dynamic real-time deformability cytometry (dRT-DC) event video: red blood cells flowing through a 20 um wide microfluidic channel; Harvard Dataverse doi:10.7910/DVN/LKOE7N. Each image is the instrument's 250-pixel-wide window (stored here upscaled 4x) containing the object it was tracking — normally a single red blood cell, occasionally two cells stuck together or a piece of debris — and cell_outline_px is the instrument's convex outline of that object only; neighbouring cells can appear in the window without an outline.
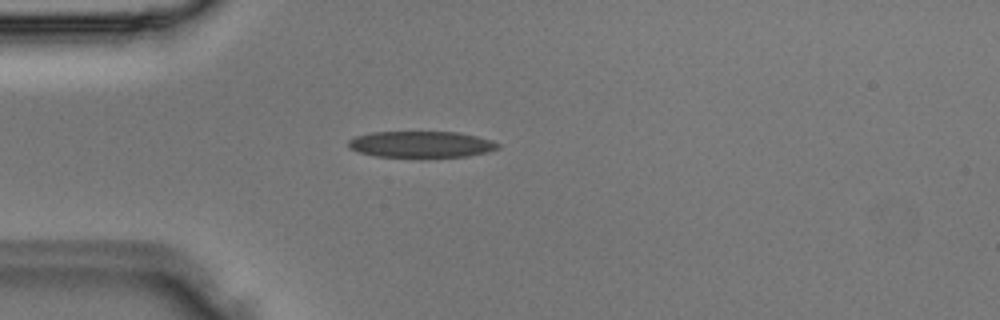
{"species": "Egyptian fruit bat (a non-hibernating species)", "species_latin": "Rousettus aegyptiacus", "temperature_condition": "room temperature", "stored_images_in_passage": 2, "camera_frame_rate_fps": 3000, "um_per_image_px": 0.085, "animal": {"sex": "male"}, "frame": {"image": 1, "passage_image": 2, "time_ms": 0.333, "image_size_px": [1000, 320], "cell_outline_px": [[500, 148], [488, 152], [468, 156], [424, 160], [420, 160], [376, 156], [360, 152], [348, 148], [348, 140], [356, 136], [372, 132], [460, 132], [492, 140], [500, 144]], "centroid_in_image_um": [35.83, 12.32], "position_along_channel_um": 49.2, "area_um2": 24.1}}